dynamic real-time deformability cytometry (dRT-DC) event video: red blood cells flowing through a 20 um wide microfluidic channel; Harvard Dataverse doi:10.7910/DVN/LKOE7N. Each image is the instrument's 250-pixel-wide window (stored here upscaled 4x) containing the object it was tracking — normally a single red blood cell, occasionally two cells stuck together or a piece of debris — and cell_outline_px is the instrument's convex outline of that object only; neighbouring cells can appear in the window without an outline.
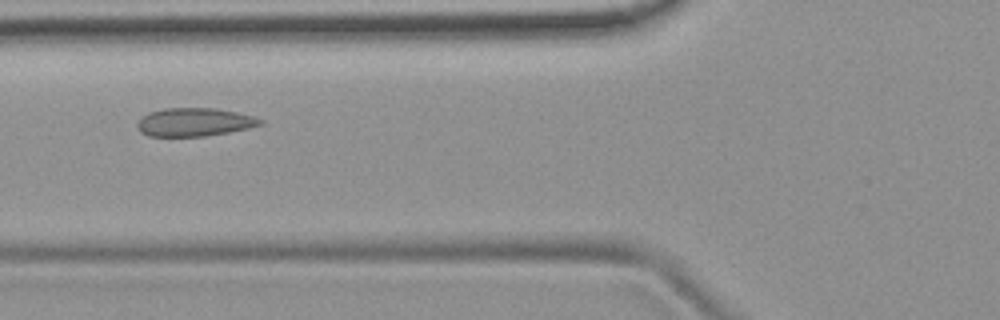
{"species": "common noctule bat (a hibernating species)", "species_latin": "Nyctalus noctula", "temperature_condition": "room temperature", "stored_images_in_passage": 10, "camera_frame_rate_fps": 3000, "um_per_image_px": 0.085, "animal": {"sex": "female", "body_mass_g": 19.9}, "frame": {"image": 1, "passage_image": 7, "time_ms": 8.333, "image_size_px": [1000, 320], "cell_outline_px": [[264, 124], [248, 128], [228, 132], [204, 136], [148, 136], [140, 132], [136, 124], [140, 116], [148, 112], [164, 108], [216, 108], [236, 112], [252, 116], [264, 120]], "centroid_in_image_um": [16.49, 10.37], "position_along_channel_um": 109.3, "area_um2": 20.4}}
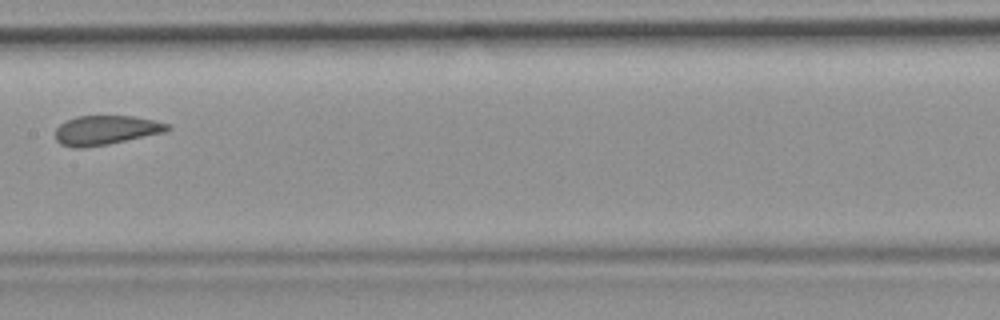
{"frame": {"image": 2, "passage_image": 9, "time_ms": 10.667, "image_size_px": [1000, 320], "cell_outline_px": [[172, 128], [164, 132], [108, 144], [84, 148], [72, 148], [60, 144], [56, 140], [56, 128], [64, 120], [76, 116], [136, 116], [168, 124]], "centroid_in_image_um": [8.95, 11.06], "position_along_channel_um": 198.5, "area_um2": 19.19}}